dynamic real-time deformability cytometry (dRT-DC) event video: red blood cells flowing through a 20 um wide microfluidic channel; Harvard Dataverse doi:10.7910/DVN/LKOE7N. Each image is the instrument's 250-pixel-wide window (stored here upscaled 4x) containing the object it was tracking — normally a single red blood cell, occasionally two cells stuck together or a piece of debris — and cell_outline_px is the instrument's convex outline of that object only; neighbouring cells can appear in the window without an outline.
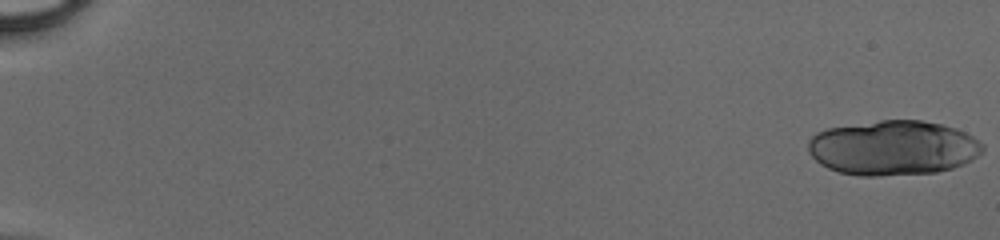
{"species": "human", "species_latin": "Homo sapiens", "temperature_condition": "cold", "stored_images_in_passage": 25, "segment_of_instrument_passage": [1, 2], "camera_frame_rate_fps": 3000, "um_per_image_px": 0.085, "donor": {"sex": "male"}, "frame": {"image": 1, "passage_image": 1, "time_ms": 0.0, "image_size_px": [1000, 240], "cell_outline_px": [[984, 152], [972, 160], [964, 164], [952, 168], [936, 172], [880, 176], [860, 176], [840, 172], [828, 168], [820, 164], [808, 152], [808, 140], [816, 132], [828, 128], [880, 120], [920, 120], [944, 124], [956, 128], [972, 136], [984, 144]], "centroid_in_image_um": [75.93, 12.56], "position_along_channel_um": 9.1, "area_um2": 56.07}}
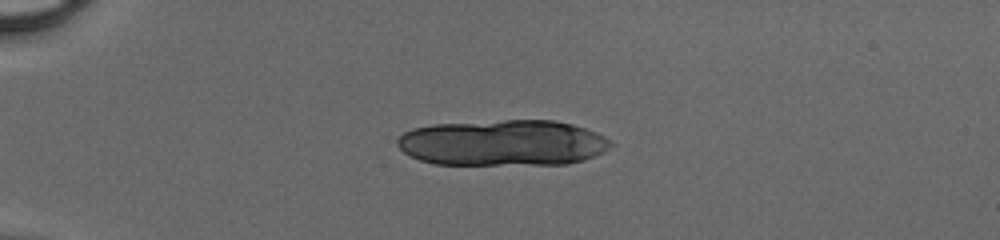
{"frame": {"image": 2, "passage_image": 14, "time_ms": 4.333, "image_size_px": [1000, 240], "cell_outline_px": [[616, 144], [612, 148], [596, 156], [584, 160], [568, 164], [432, 164], [420, 160], [404, 152], [396, 144], [396, 140], [404, 132], [412, 128], [436, 124], [504, 120], [552, 120], [572, 124], [596, 132], [604, 136]], "centroid_in_image_um": [42.79, 12.14], "position_along_channel_um": 42.2, "area_um2": 57.51}}